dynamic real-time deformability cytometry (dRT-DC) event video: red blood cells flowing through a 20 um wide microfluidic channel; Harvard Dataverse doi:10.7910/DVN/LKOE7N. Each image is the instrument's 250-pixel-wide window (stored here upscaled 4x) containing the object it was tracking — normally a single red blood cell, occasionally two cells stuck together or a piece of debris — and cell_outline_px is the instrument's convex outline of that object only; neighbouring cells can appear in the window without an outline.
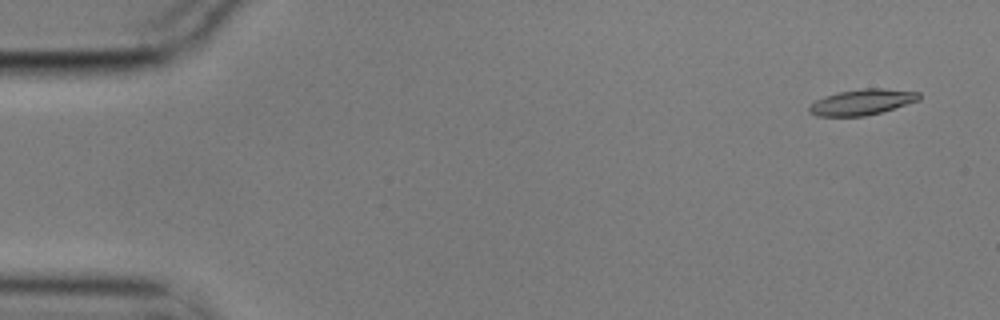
{"species": "common noctule bat (a hibernating species)", "species_latin": "Nyctalus noctula", "temperature_condition": "cold", "stored_images_in_passage": 13, "camera_frame_rate_fps": 3000, "um_per_image_px": 0.085, "animal": {"sex": "male", "body_mass_g": 17.9}, "frame": {"image": 1, "passage_image": 1, "time_ms": 0.0, "image_size_px": [1000, 320], "cell_outline_px": [[920, 100], [880, 112], [864, 116], [816, 116], [808, 112], [808, 108], [816, 100], [824, 96], [840, 92], [864, 88], [884, 88], [920, 92]], "centroid_in_image_um": [73.27, 8.67], "position_along_channel_um": 11.7, "area_um2": 16.36}}
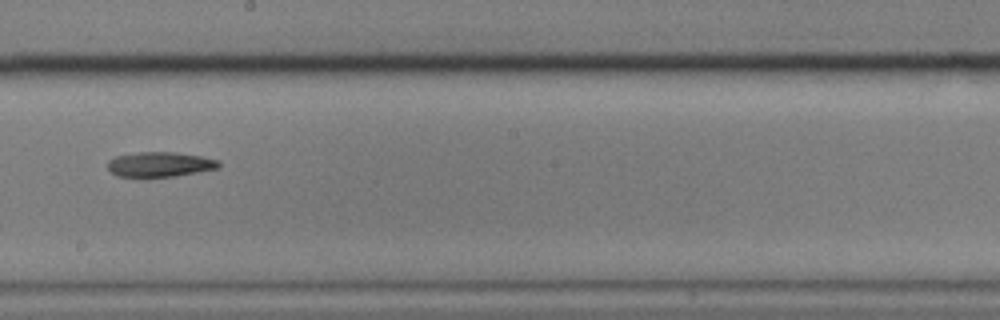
{"frame": {"image": 2, "passage_image": 8, "time_ms": 2.333, "image_size_px": [1000, 320], "cell_outline_px": [[220, 164], [216, 168], [176, 176], [116, 176], [108, 168], [108, 160], [116, 156], [140, 152], [176, 152], [200, 156], [220, 160]], "centroid_in_image_um": [13.58, 13.96], "position_along_channel_um": 234.6, "area_um2": 15.84}}
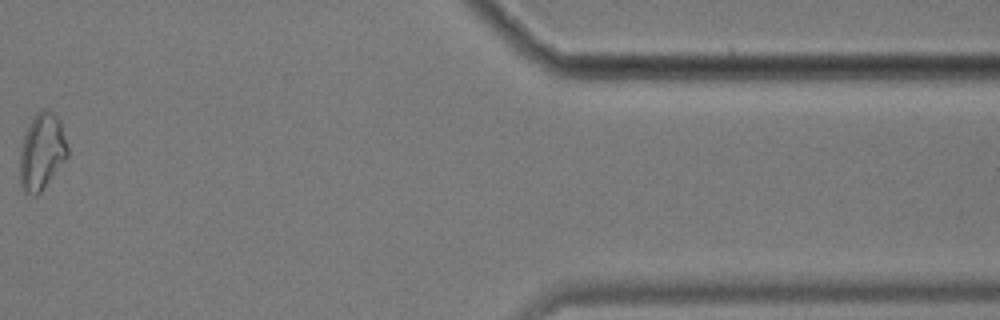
{"frame": {"image": 3, "passage_image": 13, "time_ms": 4.0, "image_size_px": [1000, 320], "cell_outline_px": [[68, 156], [40, 192], [36, 196], [32, 196], [24, 192], [20, 188], [20, 148], [28, 124], [32, 116], [40, 108], [48, 108], [56, 116], [60, 124], [68, 148]], "centroid_in_image_um": [3.52, 12.88], "position_along_channel_um": 407.9, "area_um2": 21.33}}